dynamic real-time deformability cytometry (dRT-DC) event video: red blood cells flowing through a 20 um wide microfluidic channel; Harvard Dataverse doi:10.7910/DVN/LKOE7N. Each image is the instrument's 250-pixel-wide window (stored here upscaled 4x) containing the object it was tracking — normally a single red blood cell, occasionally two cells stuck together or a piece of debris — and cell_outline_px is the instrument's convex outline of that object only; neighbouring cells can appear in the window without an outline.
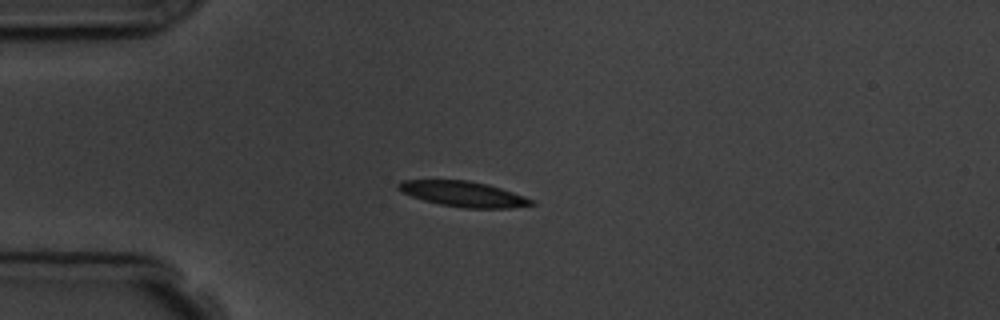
{"species": "common noctule bat (a hibernating species)", "species_latin": "Nyctalus noctula", "temperature_condition": "room temperature", "stored_images_in_passage": 6, "camera_frame_rate_fps": 3000, "um_per_image_px": 0.085, "animal": {"sex": "male", "body_mass_g": 19.5, "forearm_length_mm": 54.6}, "frame": {"image": 1, "passage_image": 4, "time_ms": 3.667, "image_size_px": [1000, 320], "cell_outline_px": [[536, 204], [508, 208], [464, 208], [440, 204], [424, 200], [412, 196], [396, 188], [396, 184], [400, 180], [468, 180], [488, 184], [524, 196], [532, 200]], "centroid_in_image_um": [39.36, 16.48], "position_along_channel_um": 45.6, "area_um2": 19.54}}